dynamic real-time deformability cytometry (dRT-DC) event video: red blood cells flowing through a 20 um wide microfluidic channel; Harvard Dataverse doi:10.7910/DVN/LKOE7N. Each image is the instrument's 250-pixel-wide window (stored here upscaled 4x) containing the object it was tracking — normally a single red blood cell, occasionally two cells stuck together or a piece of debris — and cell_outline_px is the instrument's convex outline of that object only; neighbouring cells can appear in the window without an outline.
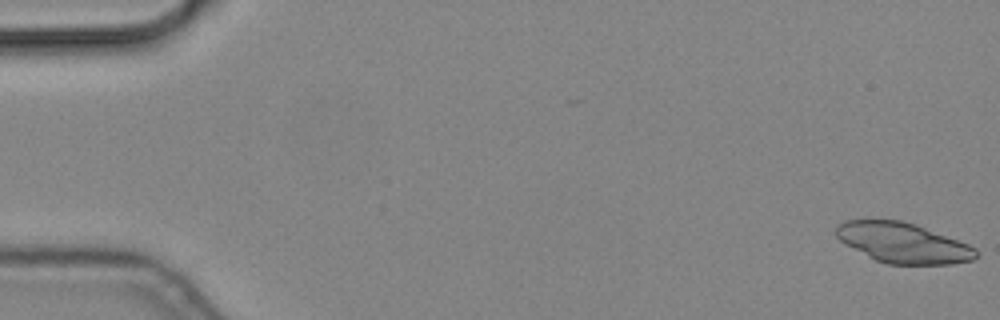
{"species": "common noctule bat (a hibernating species)", "species_latin": "Nyctalus noctula", "temperature_condition": "cold", "stored_images_in_passage": 57, "camera_frame_rate_fps": 3000, "um_per_image_px": 0.085, "animal": {"sex": "male", "body_mass_g": 19.2, "forearm_length_mm": 51.8}, "frame": {"image": 1, "passage_image": 1, "time_ms": 0.0, "image_size_px": [1000, 320], "cell_outline_px": [[980, 256], [972, 260], [952, 264], [888, 264], [876, 260], [844, 244], [836, 236], [836, 224], [844, 220], [900, 220], [916, 224], [968, 244], [976, 248]], "centroid_in_image_um": [76.76, 20.64], "position_along_channel_um": 8.2, "area_um2": 32.77}}
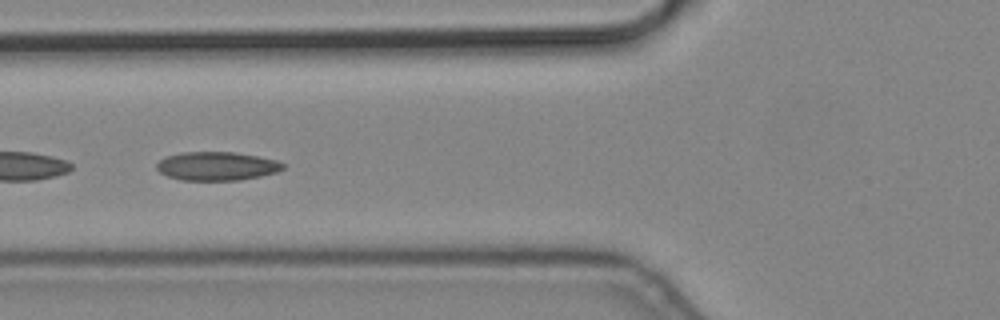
{"frame": {"image": 2, "passage_image": 22, "time_ms": 7.0, "image_size_px": [1000, 320], "cell_outline_px": [[284, 168], [276, 172], [260, 176], [240, 180], [180, 180], [168, 176], [160, 172], [156, 168], [156, 164], [160, 160], [168, 156], [180, 152], [232, 152], [256, 156], [276, 160], [284, 164]], "centroid_in_image_um": [18.41, 14.12], "position_along_channel_um": 107.4, "area_um2": 20.92}}
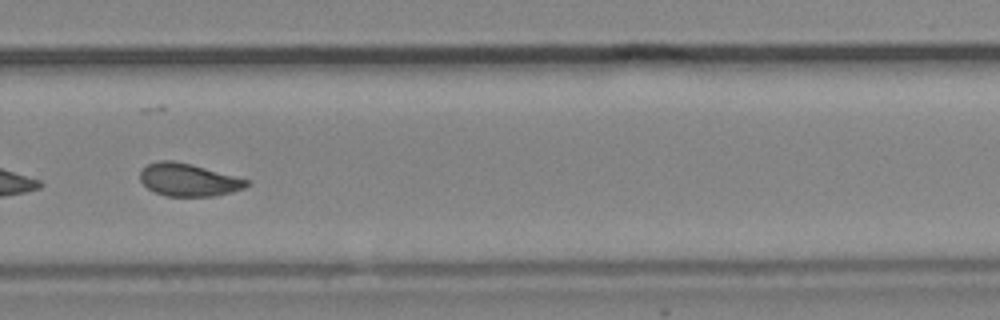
{"frame": {"image": 3, "passage_image": 39, "time_ms": 12.667, "image_size_px": [1000, 320], "cell_outline_px": [[248, 184], [244, 188], [232, 192], [212, 196], [168, 196], [156, 192], [148, 188], [140, 180], [140, 168], [148, 164], [160, 160], [172, 160], [192, 164], [248, 180]], "centroid_in_image_um": [15.98, 15.27], "position_along_channel_um": 313.8, "area_um2": 20.11}}